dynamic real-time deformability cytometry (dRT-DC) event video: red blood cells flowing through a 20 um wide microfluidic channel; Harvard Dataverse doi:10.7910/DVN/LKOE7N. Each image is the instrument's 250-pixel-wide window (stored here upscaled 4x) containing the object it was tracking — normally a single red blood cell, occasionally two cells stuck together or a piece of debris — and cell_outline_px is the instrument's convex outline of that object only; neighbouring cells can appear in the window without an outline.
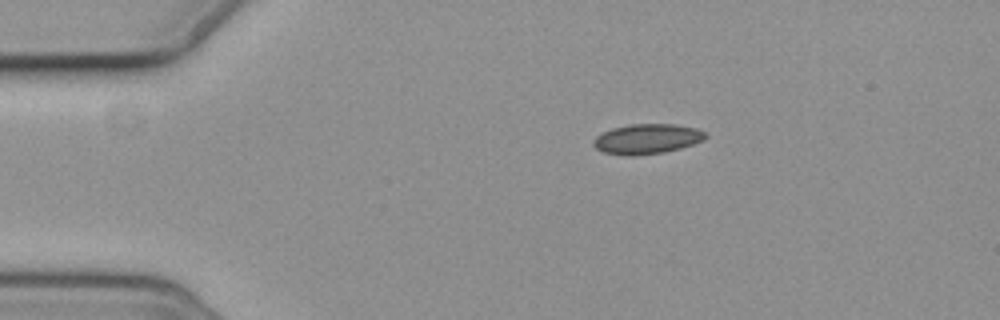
{"species": "common noctule bat (a hibernating species)", "species_latin": "Nyctalus noctula", "temperature_condition": "cold", "stored_images_in_passage": 9, "camera_frame_rate_fps": 3000, "um_per_image_px": 0.085, "animal": {"sex": "female", "body_mass_g": 19.3, "forearm_length_mm": 54.1}, "frame": {"image": 1, "passage_image": 1, "time_ms": 0.0, "image_size_px": [1000, 320], "cell_outline_px": [[708, 136], [704, 140], [680, 148], [664, 152], [632, 156], [628, 156], [604, 152], [596, 148], [592, 144], [592, 140], [596, 136], [612, 128], [632, 124], [676, 124], [696, 128], [704, 132]], "centroid_in_image_um": [54.99, 11.8], "position_along_channel_um": 30.0, "area_um2": 19.54}}
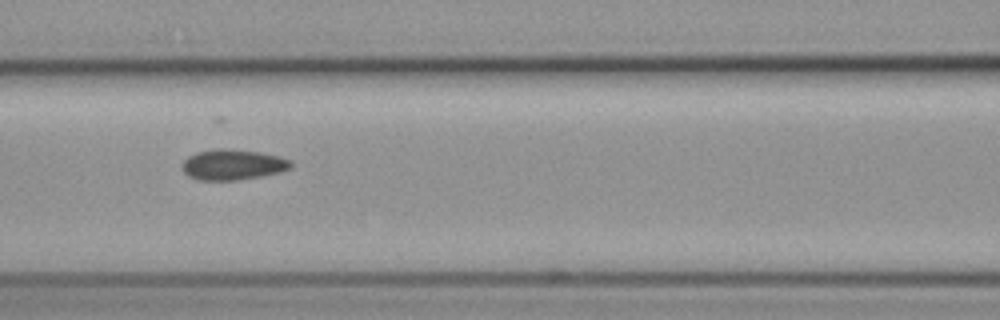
{"frame": {"image": 2, "passage_image": 5, "time_ms": 4.667, "image_size_px": [1000, 320], "cell_outline_px": [[292, 168], [280, 172], [260, 176], [236, 180], [200, 180], [188, 176], [180, 168], [180, 164], [188, 156], [196, 152], [220, 148], [224, 148], [260, 152], [280, 156], [292, 160]], "centroid_in_image_um": [19.78, 13.99], "position_along_channel_um": 146.8, "area_um2": 19.54}}
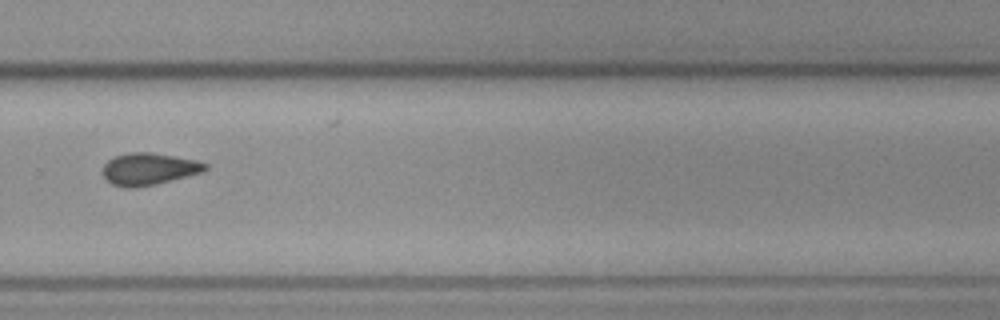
{"frame": {"image": 3, "passage_image": 9, "time_ms": 9.333, "image_size_px": [1000, 320], "cell_outline_px": [[208, 168], [204, 172], [156, 184], [136, 188], [128, 188], [112, 184], [104, 176], [104, 164], [108, 160], [116, 156], [128, 152], [152, 152], [200, 160], [208, 164]], "centroid_in_image_um": [12.72, 14.35], "position_along_channel_um": 317.1, "area_um2": 19.31}}